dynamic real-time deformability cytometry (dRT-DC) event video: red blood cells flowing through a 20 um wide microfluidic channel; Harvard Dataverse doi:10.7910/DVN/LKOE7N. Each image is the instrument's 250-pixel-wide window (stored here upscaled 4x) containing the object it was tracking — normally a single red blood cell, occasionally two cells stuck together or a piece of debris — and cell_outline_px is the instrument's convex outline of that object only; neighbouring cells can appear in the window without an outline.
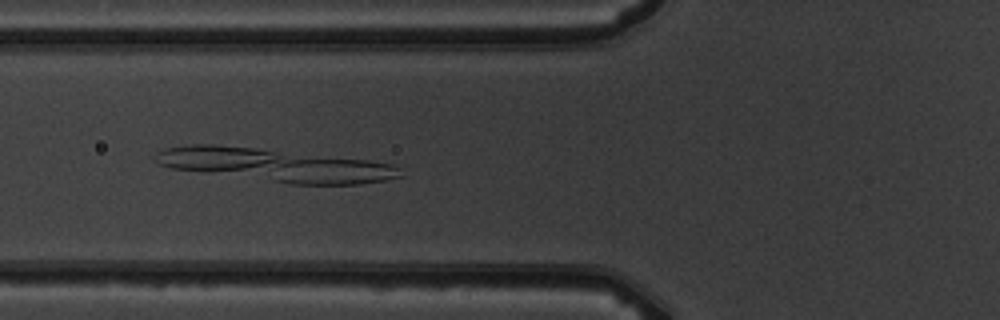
{"species": "common noctule bat (a hibernating species)", "species_latin": "Nyctalus noctula", "temperature_condition": "warm", "stored_images_in_passage": 7, "camera_frame_rate_fps": 3000, "um_per_image_px": 0.085, "animal": {"sex": "male", "body_mass_g": 19.5, "forearm_length_mm": 54.6}, "frame": {"image": 1, "passage_image": 6, "time_ms": 5.667, "image_size_px": [1000, 320], "cell_outline_px": [[404, 176], [384, 180], [356, 184], [288, 184], [172, 168], [160, 164], [152, 156], [156, 152], [164, 148], [188, 144], [212, 144], [256, 148], [368, 160], [392, 164], [400, 168]], "centroid_in_image_um": [23.37, 14.02], "position_along_channel_um": 102.4, "area_um2": 46.99}}